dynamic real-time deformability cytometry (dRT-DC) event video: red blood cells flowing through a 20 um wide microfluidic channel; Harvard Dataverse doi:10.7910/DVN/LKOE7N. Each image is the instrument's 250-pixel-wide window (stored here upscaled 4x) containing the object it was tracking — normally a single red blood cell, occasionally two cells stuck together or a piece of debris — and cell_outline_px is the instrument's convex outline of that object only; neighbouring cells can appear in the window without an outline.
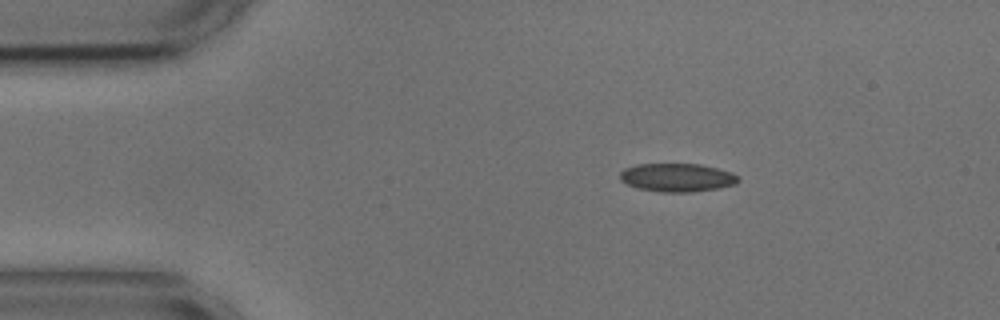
{"species": "common noctule bat (a hibernating species)", "species_latin": "Nyctalus noctula", "temperature_condition": "cold", "stored_images_in_passage": 47, "camera_frame_rate_fps": 3000, "um_per_image_px": 0.085, "animal": {"sex": "male", "body_mass_g": 17.9, "forearm_length_mm": 54.2}, "frame": {"image": 1, "passage_image": 1, "time_ms": 0.0, "image_size_px": [1000, 320], "cell_outline_px": [[740, 180], [736, 184], [720, 188], [692, 192], [664, 192], [640, 188], [628, 184], [620, 180], [620, 172], [624, 168], [636, 164], [700, 164], [732, 172], [740, 176]], "centroid_in_image_um": [57.6, 15.08], "position_along_channel_um": 27.4, "area_um2": 19.59}}
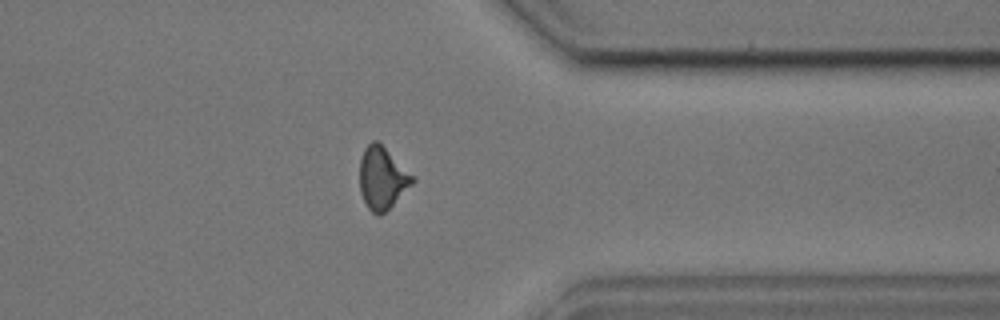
{"frame": {"image": 2, "passage_image": 35, "time_ms": 11.333, "image_size_px": [1000, 320], "cell_outline_px": [[416, 180], [380, 216], [376, 216], [368, 208], [360, 192], [360, 160], [364, 148], [372, 140], [376, 140], [416, 176]], "centroid_in_image_um": [32.5, 15.12], "position_along_channel_um": 378.9, "area_um2": 19.07}}
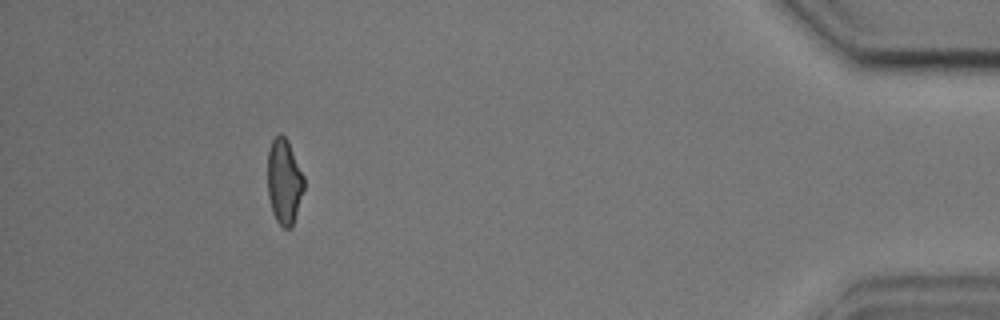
{"frame": {"image": 3, "passage_image": 42, "time_ms": 13.667, "image_size_px": [1000, 320], "cell_outline_px": [[304, 188], [292, 228], [284, 228], [276, 220], [272, 212], [268, 196], [268, 152], [272, 140], [280, 132], [288, 140], [304, 176]], "centroid_in_image_um": [24.15, 15.42], "position_along_channel_um": 411.0, "area_um2": 18.09}, "authors_computed_cell_mechanics": {"area_um2": 19.1318, "velocity_mm_per_s": 3.6228, "shape_relaxation_time_tau1_ms": 2.9842, "shape_relaxation_time_tau2_ms": 1.6733, "deformation_change_tau1": 0.1233, "deformation_change_tau2": 0.0953}}